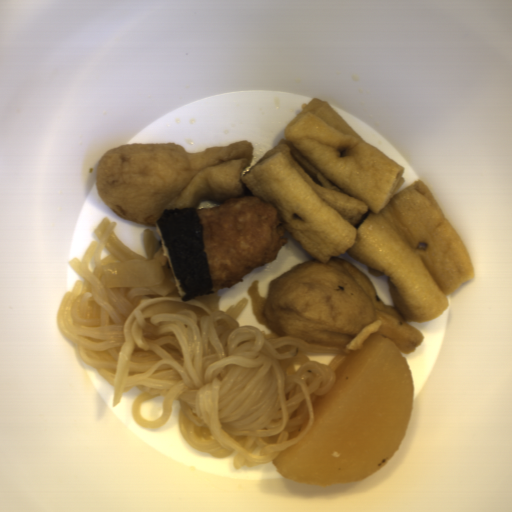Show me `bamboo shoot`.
<instances>
[{
	"label": "bamboo shoot",
	"mask_w": 512,
	"mask_h": 512,
	"mask_svg": "<svg viewBox=\"0 0 512 512\" xmlns=\"http://www.w3.org/2000/svg\"><path fill=\"white\" fill-rule=\"evenodd\" d=\"M105 289L146 288L163 282L164 272L156 260L114 261L101 266Z\"/></svg>",
	"instance_id": "15d580a7"
}]
</instances>
